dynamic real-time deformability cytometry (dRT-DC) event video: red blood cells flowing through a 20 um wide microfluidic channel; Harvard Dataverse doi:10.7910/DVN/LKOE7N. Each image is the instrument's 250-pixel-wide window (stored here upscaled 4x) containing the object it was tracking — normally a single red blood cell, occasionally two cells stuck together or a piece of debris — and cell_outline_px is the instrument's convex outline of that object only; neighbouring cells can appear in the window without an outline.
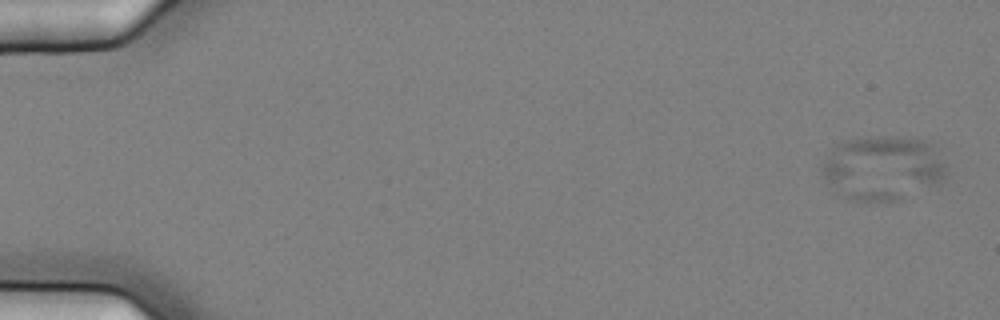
{"species": "common noctule bat (a hibernating species)", "species_latin": "Nyctalus noctula", "temperature_condition": "cold", "stored_images_in_passage": 5, "camera_frame_rate_fps": 3000, "um_per_image_px": 0.085, "animal": {"sex": "female", "body_mass_g": 25.1}, "frame": {"image": 1, "passage_image": 1, "time_ms": 0.0, "image_size_px": [1000, 320], "cell_outline_px": [[948, 172], [944, 184], [900, 200], [852, 200], [836, 192], [820, 172], [820, 164], [832, 148], [840, 140], [868, 136], [892, 136], [928, 140], [932, 144], [948, 168]], "centroid_in_image_um": [75.08, 14.26], "position_along_channel_um": 9.9, "area_um2": 47.86}}